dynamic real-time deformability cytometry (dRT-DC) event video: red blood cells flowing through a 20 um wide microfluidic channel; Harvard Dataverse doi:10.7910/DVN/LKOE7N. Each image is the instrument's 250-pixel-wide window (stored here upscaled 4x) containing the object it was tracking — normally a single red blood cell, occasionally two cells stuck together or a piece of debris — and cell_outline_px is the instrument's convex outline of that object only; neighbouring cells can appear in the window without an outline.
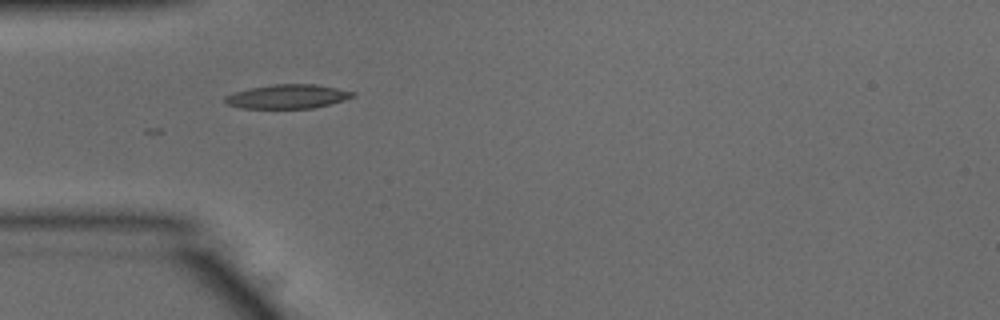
{"species": "common noctule bat (a hibernating species)", "species_latin": "Nyctalus noctula", "temperature_condition": "warm", "stored_images_in_passage": 37, "camera_frame_rate_fps": 3000, "um_per_image_px": 0.085, "animal": {"sex": "male", "body_mass_g": 15.6}, "frame": {"image": 1, "passage_image": 1, "time_ms": 0.0, "image_size_px": [1000, 320], "cell_outline_px": [[356, 96], [344, 100], [312, 108], [240, 108], [228, 104], [224, 100], [224, 96], [248, 88], [272, 84], [316, 84], [356, 92]], "centroid_in_image_um": [24.45, 8.19], "position_along_channel_um": 60.6, "area_um2": 17.86}}
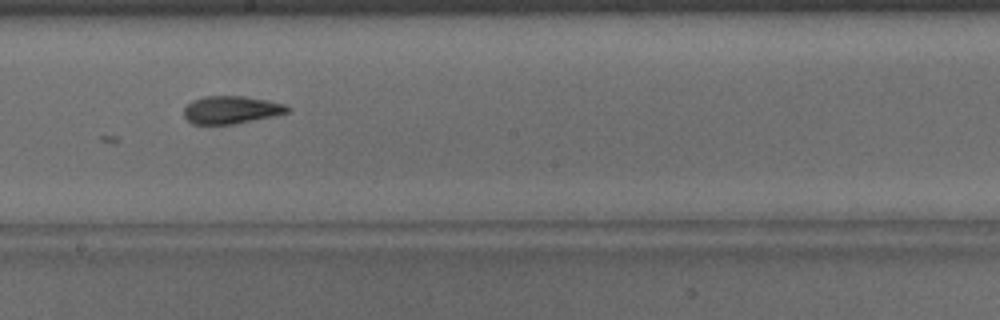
{"frame": {"image": 2, "passage_image": 14, "time_ms": 4.333, "image_size_px": [1000, 320], "cell_outline_px": [[292, 108], [288, 112], [272, 116], [232, 124], [192, 124], [184, 116], [184, 108], [192, 100], [204, 96], [244, 96], [268, 100], [284, 104]], "centroid_in_image_um": [19.64, 9.32], "position_along_channel_um": 228.6, "area_um2": 16.65}}
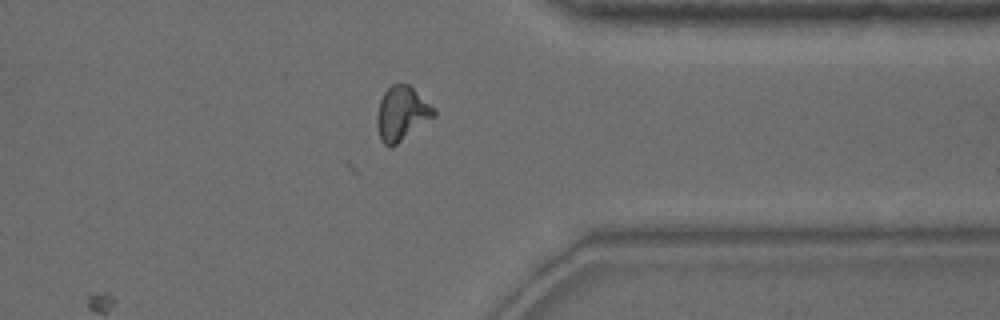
{"frame": {"image": 3, "passage_image": 26, "time_ms": 8.333, "image_size_px": [1000, 320], "cell_outline_px": [[436, 116], [392, 148], [388, 148], [380, 140], [376, 124], [376, 116], [380, 100], [384, 92], [392, 84], [408, 84], [436, 112]], "centroid_in_image_um": [34.1, 9.7], "position_along_channel_um": 377.3, "area_um2": 17.86}}